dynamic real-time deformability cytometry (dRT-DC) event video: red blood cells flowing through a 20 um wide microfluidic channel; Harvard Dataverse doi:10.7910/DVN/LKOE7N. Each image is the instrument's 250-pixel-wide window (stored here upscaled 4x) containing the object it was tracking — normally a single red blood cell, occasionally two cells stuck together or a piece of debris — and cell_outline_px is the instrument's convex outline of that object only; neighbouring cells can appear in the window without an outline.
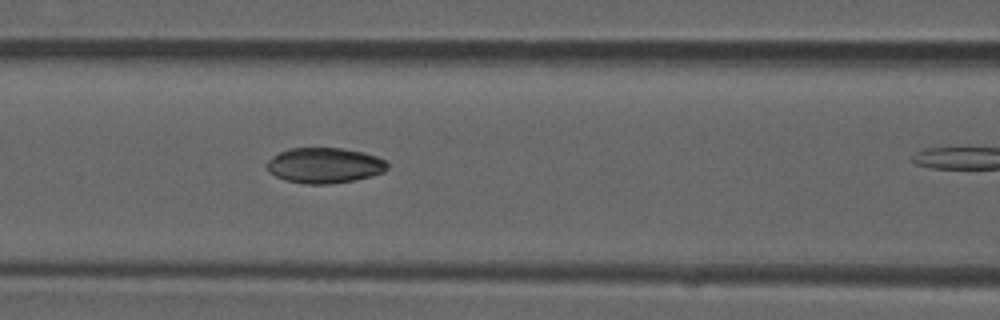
{"species": "common noctule bat (a hibernating species)", "species_latin": "Nyctalus noctula", "temperature_condition": "room temperature", "stored_images_in_passage": 11, "camera_frame_rate_fps": 3000, "um_per_image_px": 0.085, "animal": {"sex": "male", "forearm_length_mm": 52.5}, "frame": {"image": 1, "passage_image": 10, "time_ms": 3.0, "image_size_px": [1000, 320], "cell_outline_px": [[388, 168], [384, 172], [372, 176], [352, 180], [328, 184], [304, 184], [288, 180], [276, 176], [268, 172], [264, 164], [268, 160], [280, 152], [288, 148], [340, 148], [364, 152], [376, 156], [384, 160], [388, 164]], "centroid_in_image_um": [27.57, 14.05], "position_along_channel_um": 139.0, "area_um2": 24.91}}